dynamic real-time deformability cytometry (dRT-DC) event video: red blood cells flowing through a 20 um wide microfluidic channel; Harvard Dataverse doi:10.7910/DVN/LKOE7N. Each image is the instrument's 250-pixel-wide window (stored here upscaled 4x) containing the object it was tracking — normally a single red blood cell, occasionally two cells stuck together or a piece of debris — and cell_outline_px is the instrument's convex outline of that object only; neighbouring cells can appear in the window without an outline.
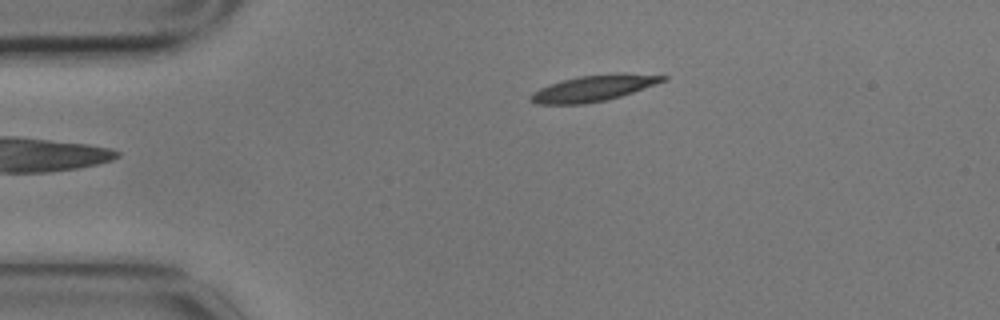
{"species": "common noctule bat (a hibernating species)", "species_latin": "Nyctalus noctula", "temperature_condition": "cold", "stored_images_in_passage": 2, "camera_frame_rate_fps": 3000, "um_per_image_px": 0.085, "animal": {"sex": "male", "body_mass_g": 17.9}, "frame": {"image": 1, "passage_image": 2, "time_ms": 0.333, "image_size_px": [1000, 320], "cell_outline_px": [[668, 80], [620, 96], [604, 100], [584, 104], [536, 104], [532, 100], [532, 92], [540, 88], [560, 80], [580, 76], [668, 76]], "centroid_in_image_um": [50.32, 7.55], "position_along_channel_um": 34.7, "area_um2": 18.67}}